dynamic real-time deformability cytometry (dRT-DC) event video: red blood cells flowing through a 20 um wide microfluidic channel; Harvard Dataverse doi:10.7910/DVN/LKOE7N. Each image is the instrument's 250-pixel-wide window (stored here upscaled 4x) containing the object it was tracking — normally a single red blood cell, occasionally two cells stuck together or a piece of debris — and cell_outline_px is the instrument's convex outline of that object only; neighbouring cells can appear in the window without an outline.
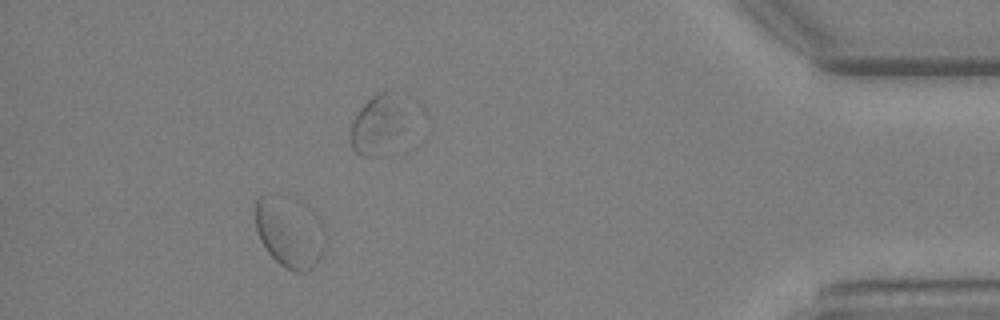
{"species": "Egyptian fruit bat (a non-hibernating species)", "species_latin": "Rousettus aegyptiacus", "temperature_condition": "warm", "stored_images_in_passage": 21, "camera_frame_rate_fps": 3000, "um_per_image_px": 0.085, "animal": {"sex": "female"}, "frame": {"image": 1, "passage_image": 21, "time_ms": 6.667, "image_size_px": [1000, 320], "cell_outline_px": [[324, 248], [320, 256], [312, 268], [304, 272], [296, 272], [280, 264], [268, 252], [260, 240], [256, 232], [256, 200], [260, 196], [268, 192], [308, 204], [320, 220], [324, 228]], "centroid_in_image_um": [24.61, 19.68], "position_along_channel_um": 410.6, "area_um2": 29.13}}